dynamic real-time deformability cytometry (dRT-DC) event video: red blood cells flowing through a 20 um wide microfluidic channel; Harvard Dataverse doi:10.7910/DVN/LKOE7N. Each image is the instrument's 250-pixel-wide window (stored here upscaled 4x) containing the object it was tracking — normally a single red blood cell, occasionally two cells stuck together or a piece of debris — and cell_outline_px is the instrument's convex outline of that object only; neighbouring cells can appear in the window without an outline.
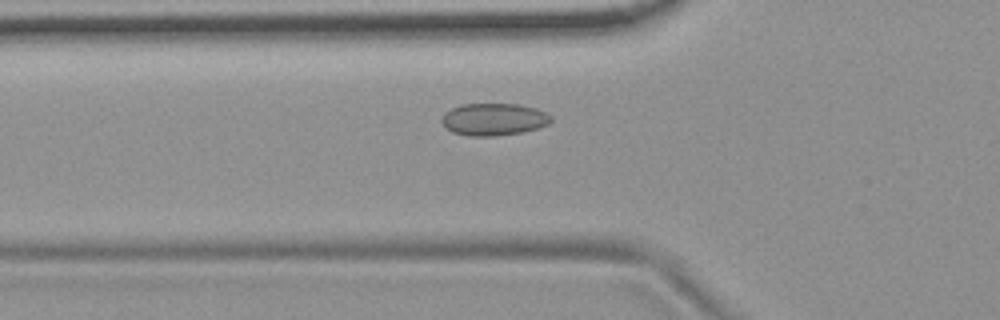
{"species": "common noctule bat (a hibernating species)", "species_latin": "Nyctalus noctula", "temperature_condition": "room temperature", "stored_images_in_passage": 38, "camera_frame_rate_fps": 3000, "um_per_image_px": 0.085, "animal": {"sex": "female", "body_mass_g": 19.9}, "frame": {"image": 1, "passage_image": 2, "time_ms": 0.333, "image_size_px": [1000, 320], "cell_outline_px": [[552, 120], [548, 124], [524, 132], [496, 136], [468, 136], [452, 132], [444, 128], [440, 120], [444, 112], [460, 104], [520, 104], [536, 108], [552, 116]], "centroid_in_image_um": [41.93, 10.15], "position_along_channel_um": 83.9, "area_um2": 20.81}}
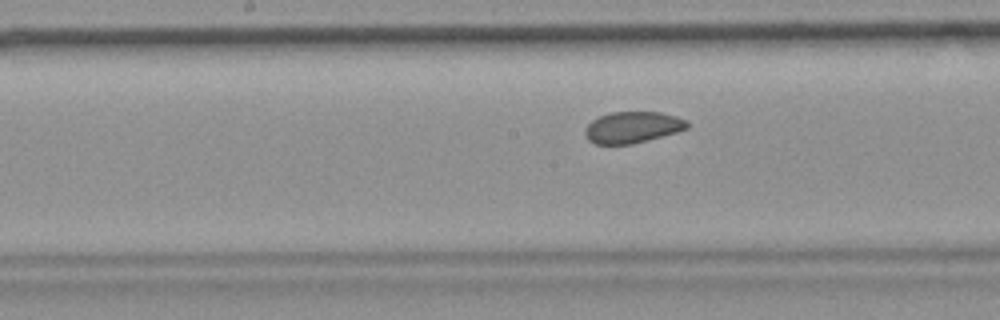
{"frame": {"image": 2, "passage_image": 11, "time_ms": 3.333, "image_size_px": [1000, 320], "cell_outline_px": [[688, 128], [676, 132], [648, 140], [632, 144], [596, 144], [588, 140], [584, 132], [584, 128], [592, 120], [600, 116], [612, 112], [660, 112], [676, 116], [688, 120]], "centroid_in_image_um": [53.76, 10.82], "position_along_channel_um": 194.4, "area_um2": 18.67}}
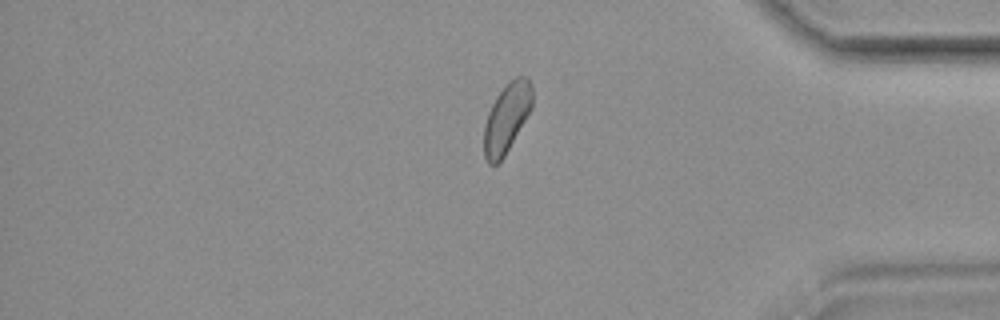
{"frame": {"image": 3, "passage_image": 29, "time_ms": 9.333, "image_size_px": [1000, 320], "cell_outline_px": [[532, 108], [504, 156], [496, 164], [488, 164], [484, 156], [484, 124], [488, 112], [496, 96], [516, 76], [528, 76], [532, 88]], "centroid_in_image_um": [43.06, 10.03], "position_along_channel_um": 392.1, "area_um2": 19.25}, "authors_computed_cell_mechanics": {"area_um2": 19.5653, "velocity_mm_per_s": 3.6751, "shape_relaxation_time_tau1_ms": null, "shape_relaxation_time_tau2_ms": 1.6498, "deformation_change_tau1": null, "deformation_change_tau2": 0.0494}}